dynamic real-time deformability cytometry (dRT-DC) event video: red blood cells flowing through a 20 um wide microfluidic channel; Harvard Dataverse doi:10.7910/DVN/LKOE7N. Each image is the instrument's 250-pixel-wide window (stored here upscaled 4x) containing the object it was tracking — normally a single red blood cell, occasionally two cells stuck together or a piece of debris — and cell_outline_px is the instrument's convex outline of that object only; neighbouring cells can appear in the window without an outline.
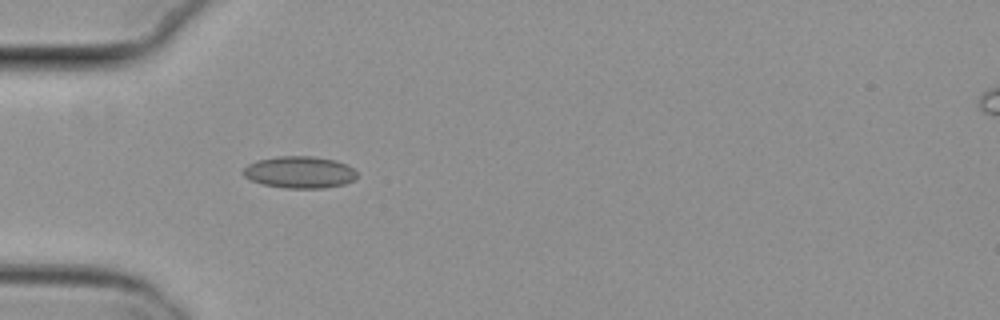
{"species": "common noctule bat (a hibernating species)", "species_latin": "Nyctalus noctula", "temperature_condition": "cold", "stored_images_in_passage": 2, "camera_frame_rate_fps": 3000, "um_per_image_px": 0.085, "animal": {"sex": "female", "body_mass_g": 29.2, "forearm_length_mm": 56.3}, "frame": {"image": 1, "passage_image": 1, "time_ms": 0.0, "image_size_px": [1000, 320], "cell_outline_px": [[356, 176], [352, 180], [344, 184], [324, 188], [284, 188], [264, 184], [252, 180], [244, 176], [240, 172], [248, 164], [256, 160], [276, 156], [312, 156], [336, 160], [352, 168], [356, 172]], "centroid_in_image_um": [25.42, 14.63], "position_along_channel_um": 59.6, "area_um2": 21.1}}
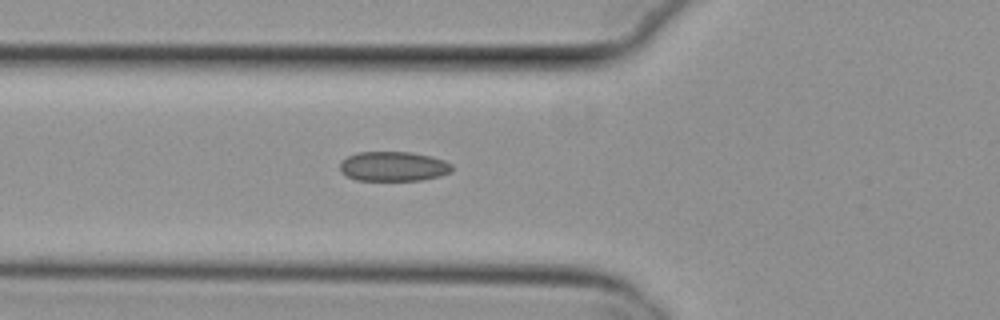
{"frame": {"image": 2, "passage_image": 2, "time_ms": 0.333, "image_size_px": [1000, 320], "cell_outline_px": [[452, 172], [440, 176], [420, 180], [356, 180], [340, 172], [340, 160], [356, 152], [412, 152], [432, 156], [444, 160], [452, 164]], "centroid_in_image_um": [33.44, 14.13], "position_along_channel_um": 92.4, "area_um2": 19.54}}